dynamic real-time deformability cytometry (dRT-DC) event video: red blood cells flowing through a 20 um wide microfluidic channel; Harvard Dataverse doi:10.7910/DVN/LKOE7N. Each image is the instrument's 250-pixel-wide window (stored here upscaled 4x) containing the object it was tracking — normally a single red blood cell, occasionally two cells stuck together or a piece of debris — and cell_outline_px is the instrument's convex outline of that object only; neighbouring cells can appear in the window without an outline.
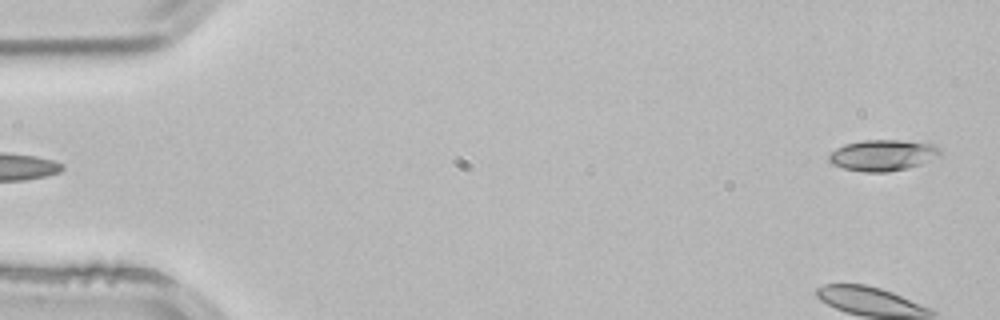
{"species": "common noctule bat (a hibernating species)", "species_latin": "Nyctalus noctula", "temperature_condition": "room temperature", "stored_images_in_passage": 4, "segment_of_instrument_passage": [2, 2], "camera_frame_rate_fps": 3000, "um_per_image_px": 0.085, "animal": {"sex": "male", "body_mass_g": 21.5, "forearm_length_mm": 52.0}, "frame": {"image": 1, "passage_image": 4, "time_ms": 1.0, "image_size_px": [1000, 320], "cell_outline_px": [[940, 156], [920, 164], [888, 172], [864, 172], [844, 168], [832, 164], [828, 160], [828, 156], [836, 148], [844, 144], [864, 140], [900, 140], [932, 144], [940, 148]], "centroid_in_image_um": [75.01, 13.19], "position_along_channel_um": 10.0, "area_um2": 20.0}}